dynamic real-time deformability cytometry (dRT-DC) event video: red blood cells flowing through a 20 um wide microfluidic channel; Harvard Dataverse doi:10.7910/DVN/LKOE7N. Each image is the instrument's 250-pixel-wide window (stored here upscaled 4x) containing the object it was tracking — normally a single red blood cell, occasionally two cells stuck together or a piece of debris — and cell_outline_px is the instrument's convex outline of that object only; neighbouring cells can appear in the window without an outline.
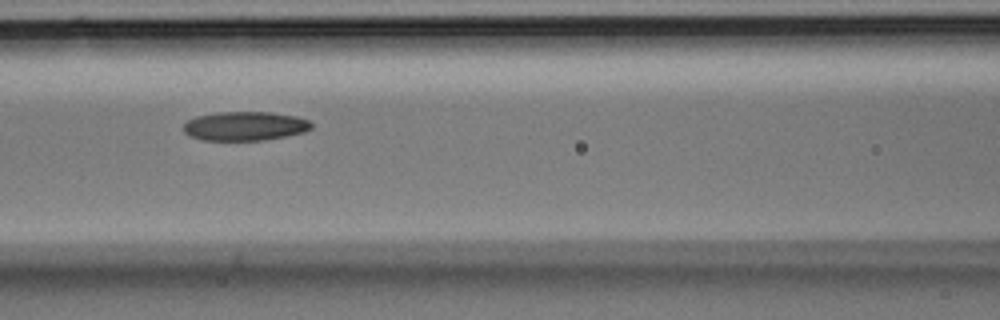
{"species": "Egyptian fruit bat (a non-hibernating species)", "species_latin": "Rousettus aegyptiacus", "temperature_condition": "room temperature", "stored_images_in_passage": 4, "camera_frame_rate_fps": 3000, "um_per_image_px": 0.085, "animal": {"sex": "male"}, "frame": {"image": 1, "passage_image": 3, "time_ms": 0.667, "image_size_px": [1000, 320], "cell_outline_px": [[312, 128], [304, 132], [288, 136], [264, 140], [200, 140], [188, 136], [184, 132], [184, 124], [188, 120], [196, 116], [216, 112], [272, 112], [296, 116], [308, 120], [312, 124]], "centroid_in_image_um": [20.81, 10.72], "position_along_channel_um": 145.8, "area_um2": 21.85}}
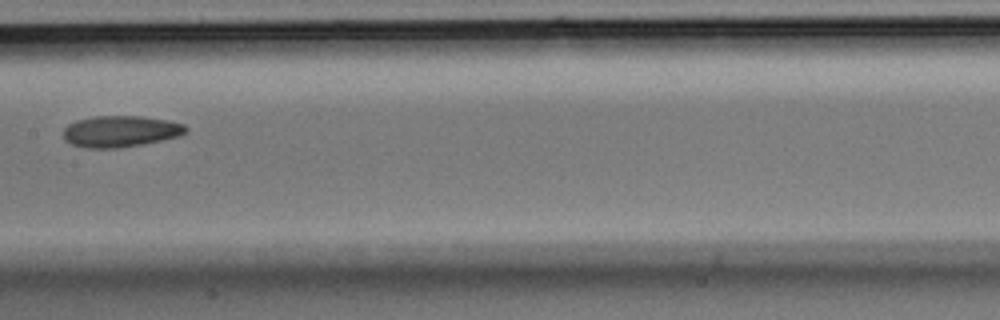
{"frame": {"image": 2, "passage_image": 4, "time_ms": 1.0, "image_size_px": [1000, 320], "cell_outline_px": [[188, 128], [184, 132], [176, 136], [160, 140], [140, 144], [116, 148], [88, 148], [72, 144], [64, 140], [64, 128], [68, 124], [76, 120], [96, 116], [140, 116], [164, 120], [184, 124]], "centroid_in_image_um": [10.18, 11.16], "position_along_channel_um": 197.2, "area_um2": 21.96}}